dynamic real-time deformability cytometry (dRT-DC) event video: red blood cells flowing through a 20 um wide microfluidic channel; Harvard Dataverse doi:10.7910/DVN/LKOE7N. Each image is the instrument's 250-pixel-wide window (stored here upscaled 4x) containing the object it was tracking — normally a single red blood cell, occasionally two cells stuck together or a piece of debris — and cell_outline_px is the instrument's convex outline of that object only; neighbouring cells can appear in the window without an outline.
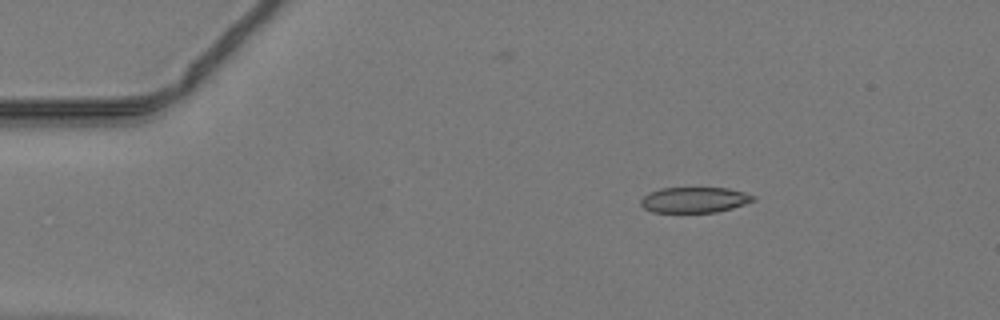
{"species": "common noctule bat (a hibernating species)", "species_latin": "Nyctalus noctula", "temperature_condition": "warm", "stored_images_in_passage": 41, "camera_frame_rate_fps": 3000, "um_per_image_px": 0.085, "animal": {"sex": "male", "body_mass_g": 19.2, "forearm_length_mm": 51.8}, "frame": {"image": 1, "passage_image": 1, "time_ms": 0.0, "image_size_px": [1000, 320], "cell_outline_px": [[756, 200], [732, 208], [716, 212], [652, 212], [644, 208], [640, 204], [640, 200], [648, 192], [660, 188], [728, 188], [744, 192], [756, 196]], "centroid_in_image_um": [59.02, 16.98], "position_along_channel_um": 26.0, "area_um2": 16.82}}
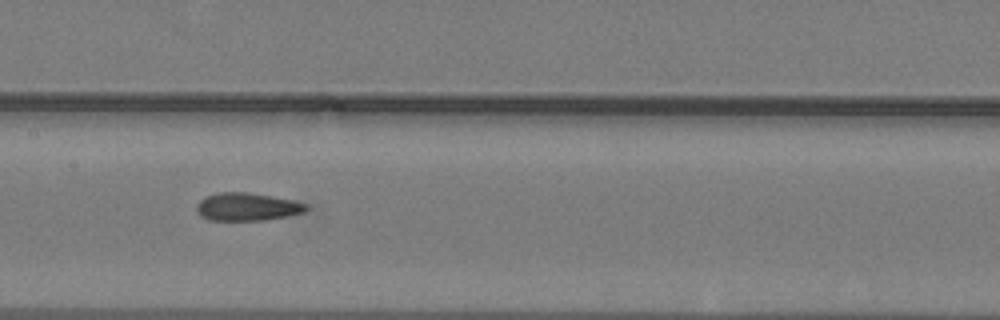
{"frame": {"image": 2, "passage_image": 17, "time_ms": 5.333, "image_size_px": [1000, 320], "cell_outline_px": [[308, 208], [304, 212], [264, 220], [208, 220], [200, 216], [196, 212], [196, 204], [204, 196], [220, 192], [248, 192], [272, 196], [292, 200], [308, 204]], "centroid_in_image_um": [20.95, 17.57], "position_along_channel_um": 186.4, "area_um2": 17.86}}
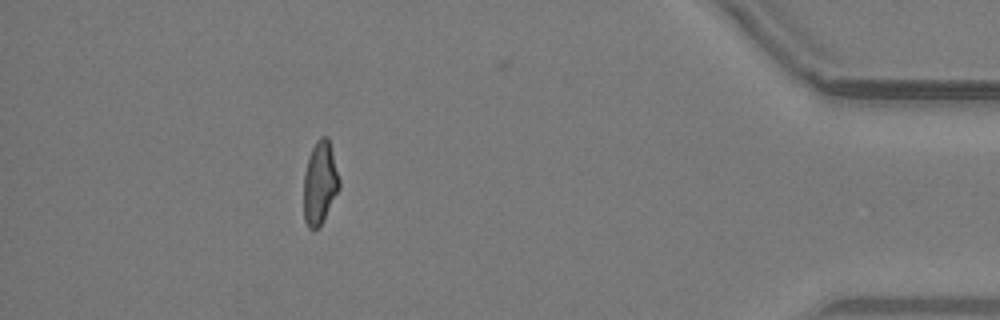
{"frame": {"image": 3, "passage_image": 36, "time_ms": 11.667, "image_size_px": [1000, 320], "cell_outline_px": [[340, 188], [324, 220], [316, 228], [308, 228], [304, 220], [304, 172], [308, 156], [316, 140], [320, 136], [328, 136], [332, 148], [340, 180]], "centroid_in_image_um": [27.2, 15.51], "position_along_channel_um": 408.0, "area_um2": 17.46}}